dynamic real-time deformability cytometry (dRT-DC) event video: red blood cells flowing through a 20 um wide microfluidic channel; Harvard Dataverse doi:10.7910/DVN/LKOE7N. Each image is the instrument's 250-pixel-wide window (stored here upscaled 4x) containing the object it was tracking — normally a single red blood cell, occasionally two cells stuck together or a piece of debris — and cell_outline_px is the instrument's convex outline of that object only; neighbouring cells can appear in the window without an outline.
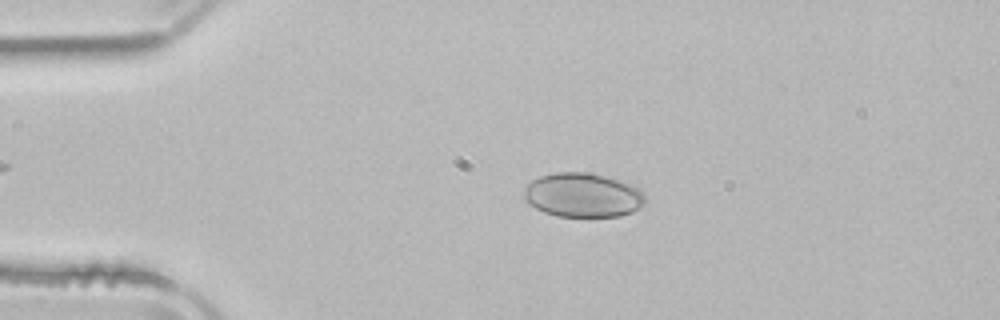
{"species": "common noctule bat (a hibernating species)", "species_latin": "Nyctalus noctula", "temperature_condition": "room temperature", "stored_images_in_passage": 44, "camera_frame_rate_fps": 3000, "um_per_image_px": 0.085, "animal": {"sex": "male", "body_mass_g": 21.5, "forearm_length_mm": 52.0}, "frame": {"image": 1, "passage_image": 10, "time_ms": 3.0, "image_size_px": [1000, 320], "cell_outline_px": [[644, 204], [632, 212], [620, 216], [556, 216], [544, 212], [528, 204], [524, 200], [524, 188], [532, 180], [540, 176], [556, 172], [588, 172], [604, 176], [640, 188], [644, 192]], "centroid_in_image_um": [49.51, 16.58], "position_along_channel_um": 35.5, "area_um2": 31.15}}
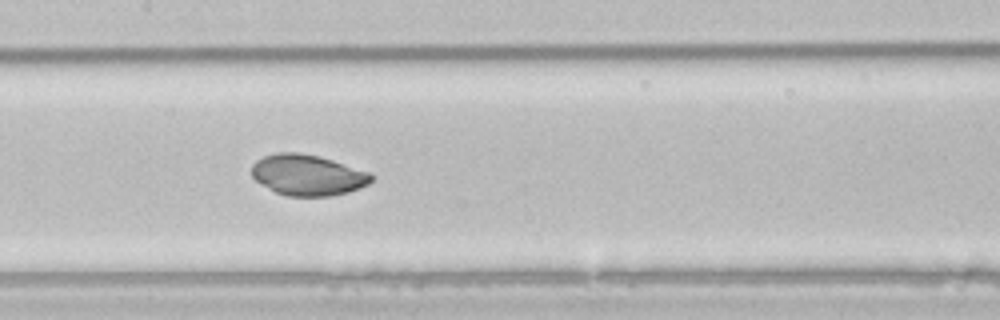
{"frame": {"image": 2, "passage_image": 24, "time_ms": 7.667, "image_size_px": [1000, 320], "cell_outline_px": [[372, 180], [368, 184], [360, 188], [348, 192], [332, 196], [288, 196], [276, 192], [260, 184], [252, 176], [252, 164], [256, 160], [264, 156], [276, 152], [300, 152], [320, 156], [368, 172], [372, 176]], "centroid_in_image_um": [26.12, 14.87], "position_along_channel_um": 181.3, "area_um2": 28.5}}
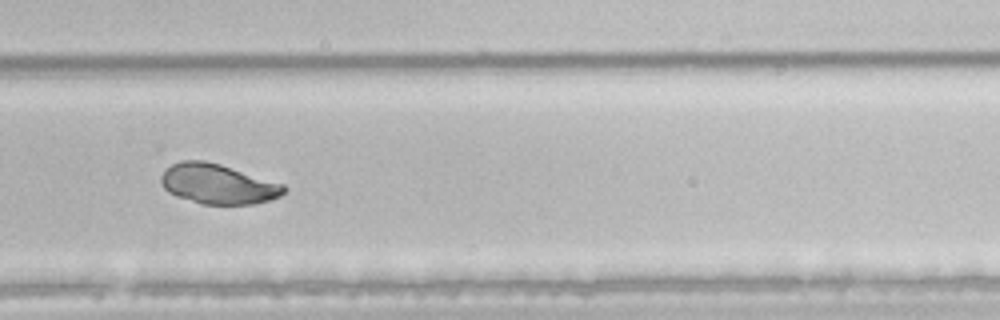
{"frame": {"image": 3, "passage_image": 34, "time_ms": 11.0, "image_size_px": [1000, 320], "cell_outline_px": [[288, 188], [280, 196], [272, 200], [256, 204], [204, 204], [176, 196], [168, 192], [164, 188], [160, 180], [160, 176], [172, 164], [180, 160], [204, 160], [220, 164], [284, 184]], "centroid_in_image_um": [18.54, 15.64], "position_along_channel_um": 311.3, "area_um2": 28.61}}